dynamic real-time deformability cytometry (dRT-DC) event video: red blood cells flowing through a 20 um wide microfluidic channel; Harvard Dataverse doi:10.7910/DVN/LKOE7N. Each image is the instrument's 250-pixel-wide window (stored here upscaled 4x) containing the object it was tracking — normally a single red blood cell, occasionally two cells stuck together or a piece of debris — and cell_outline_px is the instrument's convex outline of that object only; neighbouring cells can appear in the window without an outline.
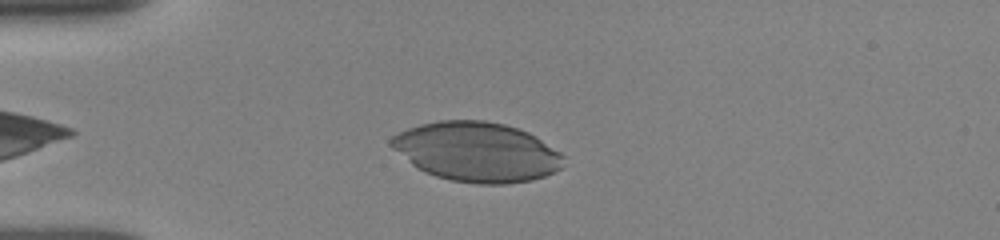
{"species": "human", "species_latin": "Homo sapiens", "temperature_condition": "room temperature", "stored_images_in_passage": 12, "camera_frame_rate_fps": 3000, "um_per_image_px": 0.085, "donor": {"sex": "female"}, "frame": {"image": 1, "passage_image": 5, "time_ms": 2.0, "image_size_px": [1000, 240], "cell_outline_px": [[564, 156], [560, 168], [544, 176], [532, 180], [508, 184], [480, 184], [452, 180], [436, 176], [424, 172], [416, 168], [392, 148], [388, 144], [388, 140], [392, 136], [408, 128], [420, 124], [440, 120], [484, 120], [504, 124], [528, 132], [536, 136], [560, 152]], "centroid_in_image_um": [40.5, 12.9], "position_along_channel_um": 44.5, "area_um2": 59.77}}